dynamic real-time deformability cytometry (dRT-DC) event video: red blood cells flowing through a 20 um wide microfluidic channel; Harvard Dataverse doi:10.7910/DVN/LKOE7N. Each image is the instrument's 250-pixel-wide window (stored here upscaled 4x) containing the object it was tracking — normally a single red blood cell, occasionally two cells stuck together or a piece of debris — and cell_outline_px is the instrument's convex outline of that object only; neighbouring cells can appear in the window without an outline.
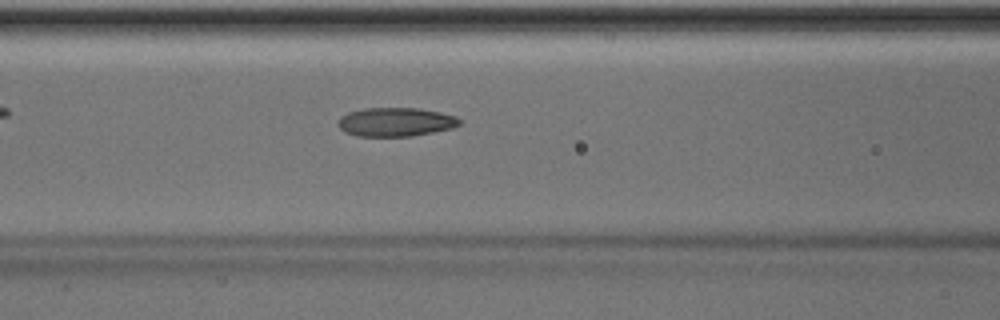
{"species": "Egyptian fruit bat (a non-hibernating species)", "species_latin": "Rousettus aegyptiacus", "temperature_condition": "room temperature", "stored_images_in_passage": 35, "camera_frame_rate_fps": 3000, "um_per_image_px": 0.085, "animal": {"sex": "male"}, "frame": {"image": 1, "passage_image": 6, "time_ms": 1.667, "image_size_px": [1000, 320], "cell_outline_px": [[460, 124], [452, 128], [412, 136], [356, 136], [344, 132], [340, 128], [340, 116], [348, 112], [364, 108], [420, 108], [440, 112], [456, 116], [460, 120]], "centroid_in_image_um": [33.63, 10.36], "position_along_channel_um": 133.0, "area_um2": 20.35}}
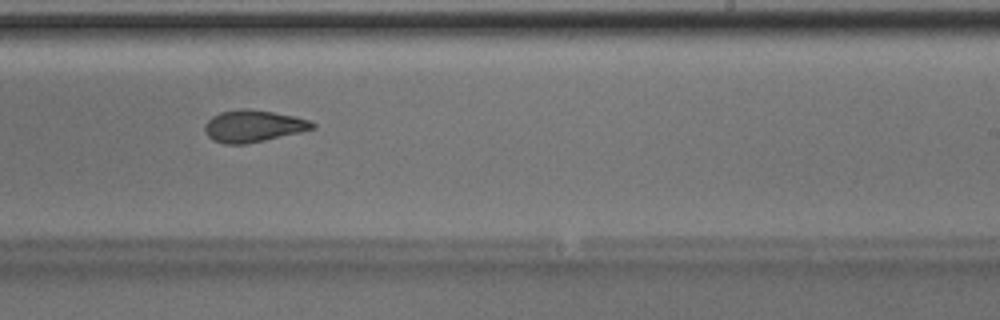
{"frame": {"image": 2, "passage_image": 16, "time_ms": 5.0, "image_size_px": [1000, 320], "cell_outline_px": [[316, 128], [300, 132], [264, 140], [244, 144], [224, 144], [212, 140], [204, 132], [204, 124], [212, 116], [220, 112], [240, 108], [248, 108], [272, 112], [292, 116], [308, 120], [316, 124]], "centroid_in_image_um": [21.48, 10.71], "position_along_channel_um": 267.5, "area_um2": 20.0}, "authors_computed_cell_mechanics": {"area_um2": 20.23, "velocity_mm_per_s": 4.049, "shape_relaxation_time_tau1_ms": 8.9227, "shape_relaxation_time_tau2_ms": 2.1549, "deformation_change_tau1": 0.2036, "deformation_change_tau2": 0.0895}}